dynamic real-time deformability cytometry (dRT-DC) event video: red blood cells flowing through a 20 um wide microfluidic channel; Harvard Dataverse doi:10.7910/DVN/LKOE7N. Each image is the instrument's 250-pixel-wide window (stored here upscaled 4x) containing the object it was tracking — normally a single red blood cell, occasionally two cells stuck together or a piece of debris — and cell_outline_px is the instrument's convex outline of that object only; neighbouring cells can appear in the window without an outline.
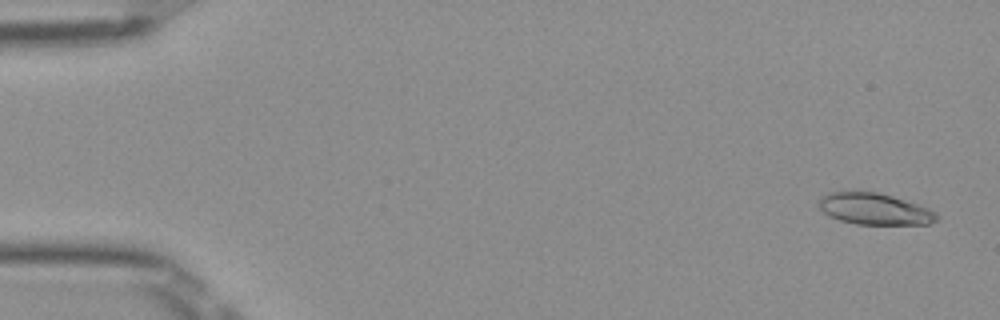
{"species": "Egyptian fruit bat (a non-hibernating species)", "species_latin": "Rousettus aegyptiacus", "temperature_condition": "room temperature", "stored_images_in_passage": 7, "camera_frame_rate_fps": 3000, "um_per_image_px": 0.085, "frame": {"image": 1, "passage_image": 2, "time_ms": 0.333, "image_size_px": [1000, 320], "cell_outline_px": [[940, 216], [936, 220], [928, 224], [856, 224], [840, 220], [828, 216], [820, 208], [820, 196], [828, 192], [880, 192], [928, 208], [936, 212]], "centroid_in_image_um": [74.33, 17.76], "position_along_channel_um": 10.7, "area_um2": 21.44}}